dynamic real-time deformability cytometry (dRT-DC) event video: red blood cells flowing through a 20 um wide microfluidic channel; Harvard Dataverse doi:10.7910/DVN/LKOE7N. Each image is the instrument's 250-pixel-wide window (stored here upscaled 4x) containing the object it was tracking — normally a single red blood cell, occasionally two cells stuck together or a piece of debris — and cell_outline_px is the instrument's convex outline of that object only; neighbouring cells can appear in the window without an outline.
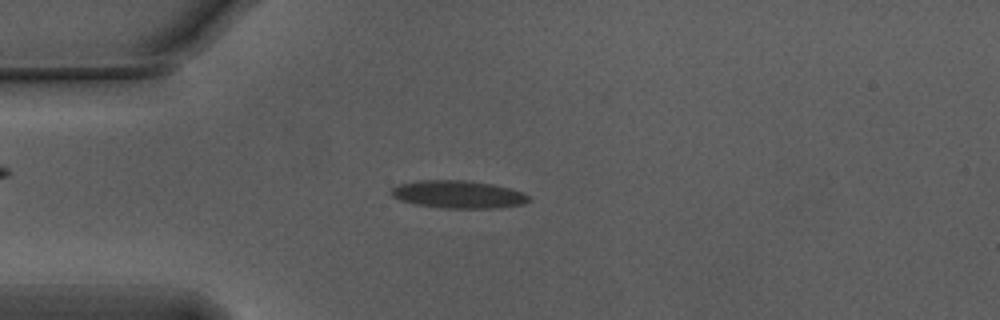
{"species": "Egyptian fruit bat (a non-hibernating species)", "species_latin": "Rousettus aegyptiacus", "temperature_condition": "warm", "stored_images_in_passage": 53, "camera_frame_rate_fps": 3000, "um_per_image_px": 0.085, "animal": {"sex": "male"}, "frame": {"image": 1, "passage_image": 13, "time_ms": 4.0, "image_size_px": [1000, 320], "cell_outline_px": [[532, 200], [524, 204], [496, 208], [444, 208], [416, 204], [400, 200], [392, 196], [392, 188], [400, 184], [416, 180], [464, 180], [492, 184], [524, 192]], "centroid_in_image_um": [38.98, 16.52], "position_along_channel_um": 46.0, "area_um2": 22.14}}
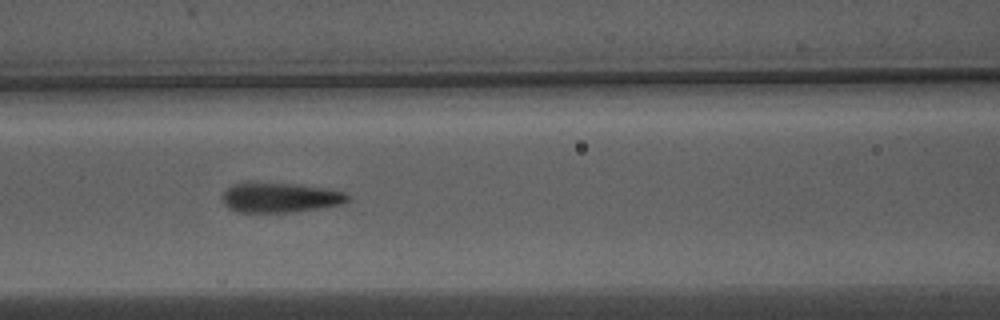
{"frame": {"image": 2, "passage_image": 22, "time_ms": 7.0, "image_size_px": [1000, 320], "cell_outline_px": [[352, 196], [348, 200], [340, 204], [296, 212], [236, 212], [228, 208], [224, 204], [220, 196], [232, 184], [248, 180], [296, 184], [324, 188], [344, 192]], "centroid_in_image_um": [23.73, 16.76], "position_along_channel_um": 142.9, "area_um2": 22.37}}
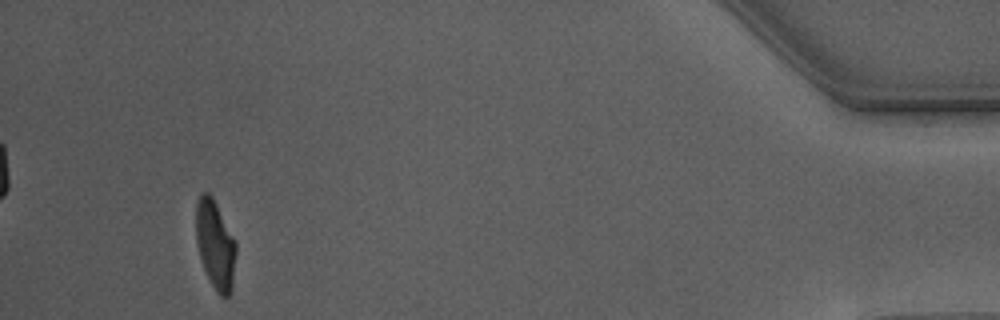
{"frame": {"image": 3, "passage_image": 50, "time_ms": 16.333, "image_size_px": [1000, 320], "cell_outline_px": [[236, 252], [232, 284], [228, 296], [220, 296], [216, 292], [204, 268], [200, 256], [196, 240], [196, 204], [200, 192], [208, 192], [212, 196], [236, 240]], "centroid_in_image_um": [18.29, 20.74], "position_along_channel_um": 416.9, "area_um2": 20.52}, "authors_computed_cell_mechanics": {"area_um2": 21.5016, "velocity_mm_per_s": 3.7492, "shape_relaxation_time_tau1_ms": 4.0289, "shape_relaxation_time_tau2_ms": null, "deformation_change_tau1": 0.1998, "deformation_change_tau2": null}}